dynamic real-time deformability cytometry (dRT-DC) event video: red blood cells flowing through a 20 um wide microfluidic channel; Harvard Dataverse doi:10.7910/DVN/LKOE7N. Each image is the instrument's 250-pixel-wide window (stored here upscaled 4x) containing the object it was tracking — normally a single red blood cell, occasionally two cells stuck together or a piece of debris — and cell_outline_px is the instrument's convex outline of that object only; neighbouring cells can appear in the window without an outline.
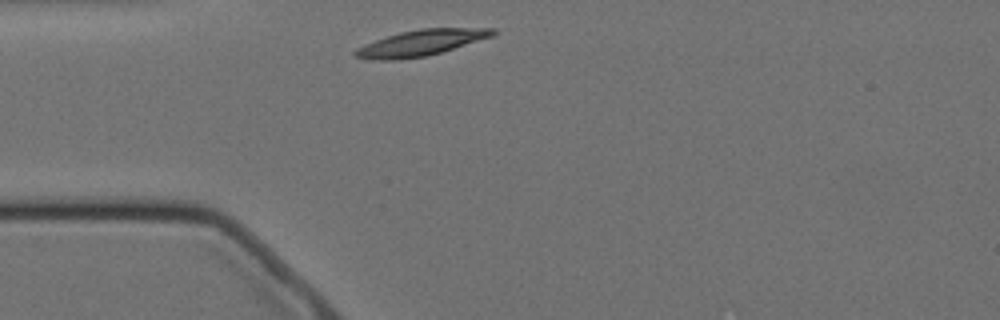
{"species": "Egyptian fruit bat (a non-hibernating species)", "species_latin": "Rousettus aegyptiacus", "temperature_condition": "cold", "stored_images_in_passage": 1, "camera_frame_rate_fps": 3000, "um_per_image_px": 0.085, "animal": {"sex": "female"}, "frame": {"image": 1, "passage_image": 1, "time_ms": 0.0, "image_size_px": [1000, 320], "cell_outline_px": [[496, 32], [492, 36], [440, 52], [424, 56], [400, 60], [376, 60], [352, 56], [352, 52], [356, 48], [364, 44], [400, 32], [420, 28], [496, 28]], "centroid_in_image_um": [35.72, 3.64], "position_along_channel_um": 49.3, "area_um2": 20.58}}